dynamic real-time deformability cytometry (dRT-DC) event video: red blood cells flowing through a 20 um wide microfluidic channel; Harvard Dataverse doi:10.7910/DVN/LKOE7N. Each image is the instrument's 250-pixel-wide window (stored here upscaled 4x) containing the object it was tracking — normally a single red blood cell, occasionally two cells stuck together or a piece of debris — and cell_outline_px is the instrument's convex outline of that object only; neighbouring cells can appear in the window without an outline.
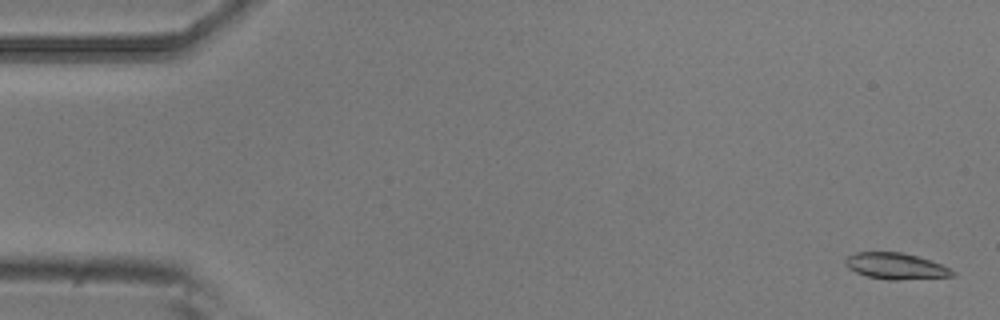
{"species": "common noctule bat (a hibernating species)", "species_latin": "Nyctalus noctula", "temperature_condition": "room temperature", "stored_images_in_passage": 4, "camera_frame_rate_fps": 3000, "um_per_image_px": 0.085, "animal": {"sex": "male", "body_mass_g": 20.5, "forearm_length_mm": 52.5}, "frame": {"image": 1, "passage_image": 1, "time_ms": 0.0, "image_size_px": [1000, 320], "cell_outline_px": [[956, 272], [952, 276], [900, 280], [888, 280], [868, 276], [856, 272], [848, 268], [844, 264], [844, 260], [848, 256], [856, 252], [904, 252], [940, 264]], "centroid_in_image_um": [76.1, 22.62], "position_along_channel_um": 8.9, "area_um2": 16.24}}
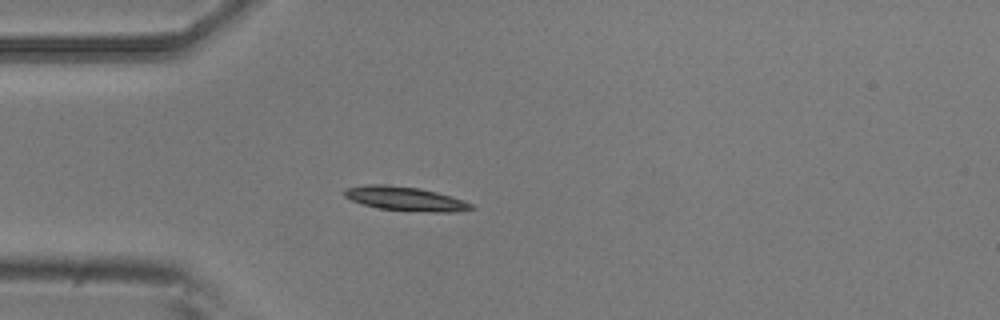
{"frame": {"image": 2, "passage_image": 4, "time_ms": 1.0, "image_size_px": [1000, 320], "cell_outline_px": [[476, 208], [456, 212], [428, 212], [380, 208], [364, 204], [352, 200], [344, 196], [344, 188], [364, 184], [384, 184], [420, 188], [452, 196], [464, 200], [472, 204]], "centroid_in_image_um": [34.47, 16.88], "position_along_channel_um": 50.5, "area_um2": 17.8}}